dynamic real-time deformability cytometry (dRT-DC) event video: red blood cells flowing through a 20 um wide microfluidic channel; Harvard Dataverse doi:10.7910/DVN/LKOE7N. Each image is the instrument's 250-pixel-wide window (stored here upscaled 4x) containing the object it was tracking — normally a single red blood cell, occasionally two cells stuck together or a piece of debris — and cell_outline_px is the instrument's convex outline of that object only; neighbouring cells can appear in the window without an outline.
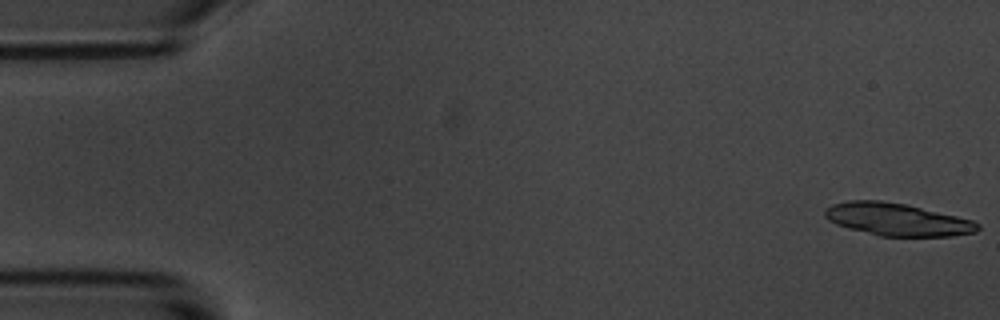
{"species": "common noctule bat (a hibernating species)", "species_latin": "Nyctalus noctula", "temperature_condition": "room temperature", "stored_images_in_passage": 57, "segment_of_instrument_passage": [1, 2], "camera_frame_rate_fps": 3000, "um_per_image_px": 0.085, "animal": {"sex": "male", "body_mass_g": 20.1, "forearm_length_mm": 53.5}, "frame": {"image": 1, "passage_image": 1, "time_ms": 0.0, "image_size_px": [1000, 320], "cell_outline_px": [[980, 228], [976, 232], [952, 236], [880, 236], [848, 228], [836, 224], [828, 220], [824, 216], [824, 212], [832, 204], [848, 200], [880, 200], [904, 204], [956, 216], [972, 220], [980, 224]], "centroid_in_image_um": [76.24, 18.66], "position_along_channel_um": 8.8, "area_um2": 28.78}}